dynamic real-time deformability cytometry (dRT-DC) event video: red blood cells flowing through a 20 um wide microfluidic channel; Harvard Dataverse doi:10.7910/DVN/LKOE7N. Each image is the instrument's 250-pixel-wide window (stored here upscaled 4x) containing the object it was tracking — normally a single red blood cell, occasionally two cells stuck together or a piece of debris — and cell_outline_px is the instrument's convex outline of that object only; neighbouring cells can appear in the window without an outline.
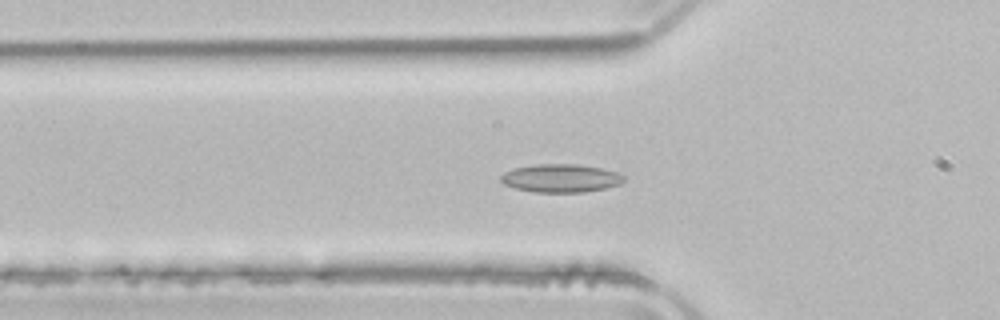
{"species": "common noctule bat (a hibernating species)", "species_latin": "Nyctalus noctula", "temperature_condition": "room temperature", "stored_images_in_passage": 54, "camera_frame_rate_fps": 3000, "um_per_image_px": 0.085, "animal": {"sex": "male", "body_mass_g": 21.5, "forearm_length_mm": 52.0}, "frame": {"image": 1, "passage_image": 18, "time_ms": 5.667, "image_size_px": [1000, 320], "cell_outline_px": [[624, 180], [620, 184], [604, 188], [584, 192], [532, 192], [516, 188], [504, 184], [500, 180], [500, 176], [504, 172], [512, 168], [536, 164], [576, 164], [600, 168], [616, 172], [624, 176]], "centroid_in_image_um": [47.62, 15.14], "position_along_channel_um": 78.2, "area_um2": 20.17}}
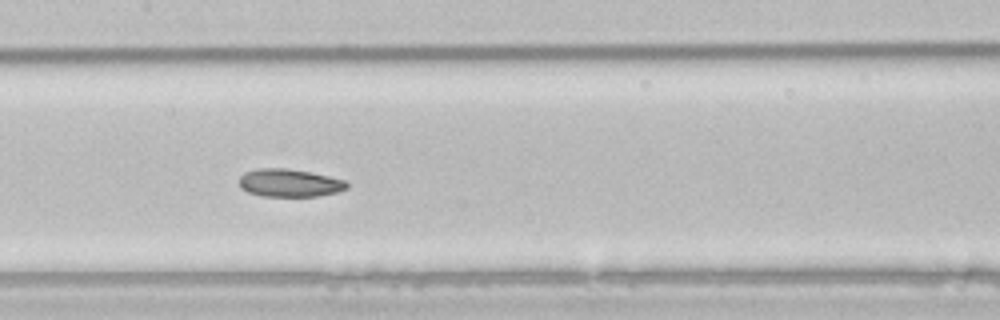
{"frame": {"image": 2, "passage_image": 26, "time_ms": 8.333, "image_size_px": [1000, 320], "cell_outline_px": [[348, 188], [336, 192], [316, 196], [264, 196], [248, 192], [240, 188], [240, 176], [244, 172], [256, 168], [288, 168], [312, 172], [344, 180], [348, 184]], "centroid_in_image_um": [24.58, 15.53], "position_along_channel_um": 182.8, "area_um2": 17.51}}
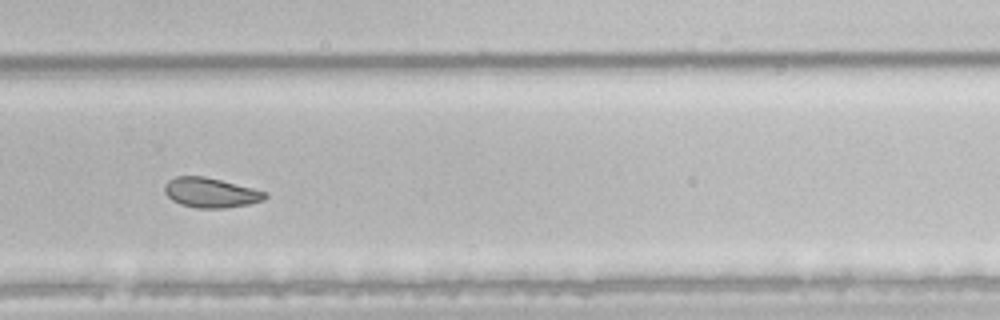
{"frame": {"image": 3, "passage_image": 36, "time_ms": 11.667, "image_size_px": [1000, 320], "cell_outline_px": [[268, 196], [264, 200], [248, 204], [224, 208], [196, 208], [180, 204], [172, 200], [164, 192], [164, 184], [168, 180], [176, 176], [204, 176], [268, 192]], "centroid_in_image_um": [17.89, 16.38], "position_along_channel_um": 311.9, "area_um2": 17.46}, "authors_computed_cell_mechanics": {"area_um2": 20.1144, "velocity_mm_per_s": 3.89, "shape_relaxation_time_tau1_ms": 8.078, "shape_relaxation_time_tau2_ms": 2.4259, "deformation_change_tau1": 0.1387, "deformation_change_tau2": 0.0649}}